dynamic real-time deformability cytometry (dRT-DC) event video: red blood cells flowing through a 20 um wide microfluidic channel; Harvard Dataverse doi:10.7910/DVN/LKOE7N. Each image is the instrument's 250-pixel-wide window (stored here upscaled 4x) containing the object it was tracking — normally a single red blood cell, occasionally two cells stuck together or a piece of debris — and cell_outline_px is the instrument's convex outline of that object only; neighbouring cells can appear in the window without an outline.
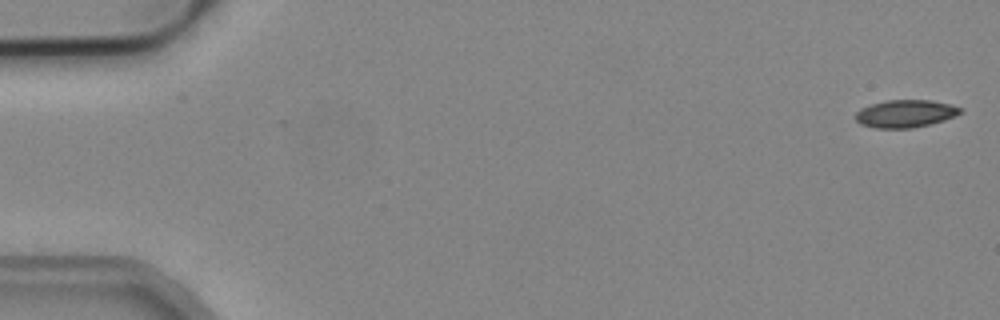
{"species": "common noctule bat (a hibernating species)", "species_latin": "Nyctalus noctula", "temperature_condition": "cold", "stored_images_in_passage": 4, "camera_frame_rate_fps": 3000, "um_per_image_px": 0.085, "animal": {"sex": "male", "body_mass_g": 19.2, "forearm_length_mm": 51.8}, "frame": {"image": 1, "passage_image": 1, "time_ms": 0.0, "image_size_px": [1000, 320], "cell_outline_px": [[964, 112], [944, 120], [912, 128], [872, 128], [860, 124], [856, 120], [856, 112], [860, 108], [872, 104], [888, 100], [932, 100], [952, 104], [964, 108]], "centroid_in_image_um": [76.99, 9.65], "position_along_channel_um": 8.0, "area_um2": 16.99}}